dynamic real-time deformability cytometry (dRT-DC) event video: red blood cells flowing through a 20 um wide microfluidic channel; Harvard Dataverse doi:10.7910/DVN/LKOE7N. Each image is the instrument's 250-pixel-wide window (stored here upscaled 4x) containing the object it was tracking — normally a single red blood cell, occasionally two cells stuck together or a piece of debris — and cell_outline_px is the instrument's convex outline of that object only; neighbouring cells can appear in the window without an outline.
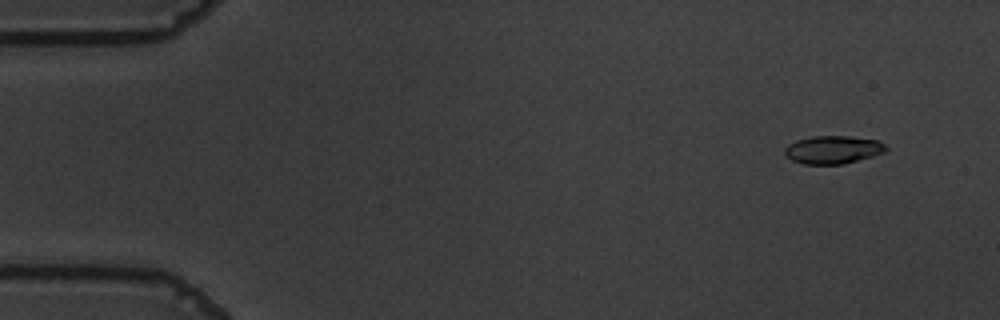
{"species": "common noctule bat (a hibernating species)", "species_latin": "Nyctalus noctula", "temperature_condition": "warm", "stored_images_in_passage": 56, "camera_frame_rate_fps": 3000, "um_per_image_px": 0.085, "animal": {"sex": "male", "body_mass_g": 19.5, "forearm_length_mm": 54.6}, "frame": {"image": 1, "passage_image": 5, "time_ms": 1.333, "image_size_px": [1000, 320], "cell_outline_px": [[880, 148], [864, 156], [852, 160], [836, 164], [812, 164], [796, 160], [796, 144], [804, 140], [828, 136], [832, 136], [872, 140], [880, 144]], "centroid_in_image_um": [70.87, 12.73], "position_along_channel_um": 14.1, "area_um2": 13.01}}
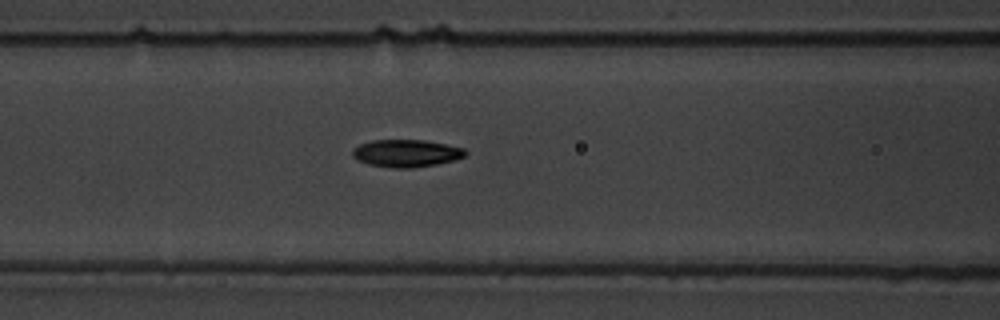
{"frame": {"image": 2, "passage_image": 24, "time_ms": 7.667, "image_size_px": [1000, 320], "cell_outline_px": [[464, 152], [460, 156], [448, 160], [428, 164], [380, 164], [364, 160], [356, 156], [356, 152], [360, 148], [368, 144], [388, 140], [408, 140], [436, 144], [456, 148]], "centroid_in_image_um": [34.57, 12.97], "position_along_channel_um": 132.0, "area_um2": 14.28}}
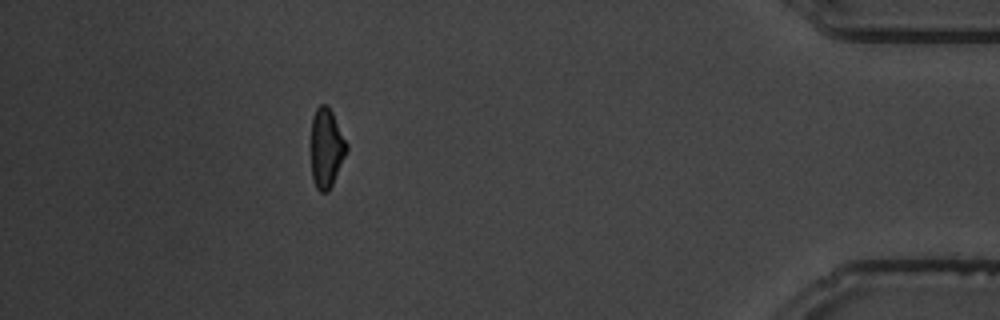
{"frame": {"image": 3, "passage_image": 51, "time_ms": 16.667, "image_size_px": [1000, 320], "cell_outline_px": [[344, 152], [332, 180], [328, 188], [320, 188], [316, 184], [312, 168], [312, 124], [316, 112], [320, 108], [328, 108], [332, 116], [344, 144]], "centroid_in_image_um": [27.67, 12.57], "position_along_channel_um": 407.5, "area_um2": 13.7}, "authors_computed_cell_mechanics": {"area_um2": 13.7275, "velocity_mm_per_s": 3.6214, "shape_relaxation_time_tau1_ms": 6.4007, "shape_relaxation_time_tau2_ms": 5.3227, "deformation_change_tau1": 0.2082, "deformation_change_tau2": 0.1412}}